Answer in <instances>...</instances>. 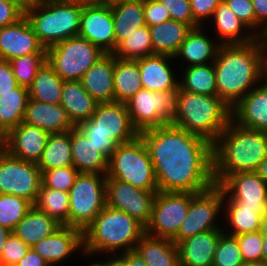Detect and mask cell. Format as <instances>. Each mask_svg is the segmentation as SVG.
Here are the masks:
<instances>
[{
    "mask_svg": "<svg viewBox=\"0 0 267 266\" xmlns=\"http://www.w3.org/2000/svg\"><path fill=\"white\" fill-rule=\"evenodd\" d=\"M83 5L74 0H39L24 11V16L47 50L63 40L78 36Z\"/></svg>",
    "mask_w": 267,
    "mask_h": 266,
    "instance_id": "obj_6",
    "label": "cell"
},
{
    "mask_svg": "<svg viewBox=\"0 0 267 266\" xmlns=\"http://www.w3.org/2000/svg\"><path fill=\"white\" fill-rule=\"evenodd\" d=\"M116 46L138 28L146 25L143 0L121 2L111 6Z\"/></svg>",
    "mask_w": 267,
    "mask_h": 266,
    "instance_id": "obj_34",
    "label": "cell"
},
{
    "mask_svg": "<svg viewBox=\"0 0 267 266\" xmlns=\"http://www.w3.org/2000/svg\"><path fill=\"white\" fill-rule=\"evenodd\" d=\"M219 186L240 207L256 209L261 215L267 211V182L255 171L229 175Z\"/></svg>",
    "mask_w": 267,
    "mask_h": 266,
    "instance_id": "obj_17",
    "label": "cell"
},
{
    "mask_svg": "<svg viewBox=\"0 0 267 266\" xmlns=\"http://www.w3.org/2000/svg\"><path fill=\"white\" fill-rule=\"evenodd\" d=\"M222 229L210 230L180 241L178 246L180 266H212L216 246Z\"/></svg>",
    "mask_w": 267,
    "mask_h": 266,
    "instance_id": "obj_23",
    "label": "cell"
},
{
    "mask_svg": "<svg viewBox=\"0 0 267 266\" xmlns=\"http://www.w3.org/2000/svg\"><path fill=\"white\" fill-rule=\"evenodd\" d=\"M61 226L62 224L55 218L38 210L33 205L12 232L31 248Z\"/></svg>",
    "mask_w": 267,
    "mask_h": 266,
    "instance_id": "obj_28",
    "label": "cell"
},
{
    "mask_svg": "<svg viewBox=\"0 0 267 266\" xmlns=\"http://www.w3.org/2000/svg\"><path fill=\"white\" fill-rule=\"evenodd\" d=\"M153 54H164L174 57L181 43L193 29L183 22L168 20L164 23L150 26Z\"/></svg>",
    "mask_w": 267,
    "mask_h": 266,
    "instance_id": "obj_32",
    "label": "cell"
},
{
    "mask_svg": "<svg viewBox=\"0 0 267 266\" xmlns=\"http://www.w3.org/2000/svg\"><path fill=\"white\" fill-rule=\"evenodd\" d=\"M64 80L46 62L36 73L29 89V98L49 103L60 104Z\"/></svg>",
    "mask_w": 267,
    "mask_h": 266,
    "instance_id": "obj_36",
    "label": "cell"
},
{
    "mask_svg": "<svg viewBox=\"0 0 267 266\" xmlns=\"http://www.w3.org/2000/svg\"><path fill=\"white\" fill-rule=\"evenodd\" d=\"M115 255V257H111V259L109 257V260L105 261L106 266H128L127 252H123L121 256Z\"/></svg>",
    "mask_w": 267,
    "mask_h": 266,
    "instance_id": "obj_58",
    "label": "cell"
},
{
    "mask_svg": "<svg viewBox=\"0 0 267 266\" xmlns=\"http://www.w3.org/2000/svg\"><path fill=\"white\" fill-rule=\"evenodd\" d=\"M116 58L136 60L153 54L149 26L144 25L122 40L112 53Z\"/></svg>",
    "mask_w": 267,
    "mask_h": 266,
    "instance_id": "obj_40",
    "label": "cell"
},
{
    "mask_svg": "<svg viewBox=\"0 0 267 266\" xmlns=\"http://www.w3.org/2000/svg\"><path fill=\"white\" fill-rule=\"evenodd\" d=\"M18 4L24 11L34 2V0H11Z\"/></svg>",
    "mask_w": 267,
    "mask_h": 266,
    "instance_id": "obj_62",
    "label": "cell"
},
{
    "mask_svg": "<svg viewBox=\"0 0 267 266\" xmlns=\"http://www.w3.org/2000/svg\"><path fill=\"white\" fill-rule=\"evenodd\" d=\"M33 205L12 194H0V225L13 231Z\"/></svg>",
    "mask_w": 267,
    "mask_h": 266,
    "instance_id": "obj_43",
    "label": "cell"
},
{
    "mask_svg": "<svg viewBox=\"0 0 267 266\" xmlns=\"http://www.w3.org/2000/svg\"><path fill=\"white\" fill-rule=\"evenodd\" d=\"M212 18L215 19L217 34L222 39L221 45L247 44L258 38L253 32L250 34L245 33V36L242 34V30L248 29L250 31V29L233 13L223 0L215 9Z\"/></svg>",
    "mask_w": 267,
    "mask_h": 266,
    "instance_id": "obj_31",
    "label": "cell"
},
{
    "mask_svg": "<svg viewBox=\"0 0 267 266\" xmlns=\"http://www.w3.org/2000/svg\"><path fill=\"white\" fill-rule=\"evenodd\" d=\"M126 1H133V0H102V4L112 6V5H115L121 2H126Z\"/></svg>",
    "mask_w": 267,
    "mask_h": 266,
    "instance_id": "obj_65",
    "label": "cell"
},
{
    "mask_svg": "<svg viewBox=\"0 0 267 266\" xmlns=\"http://www.w3.org/2000/svg\"><path fill=\"white\" fill-rule=\"evenodd\" d=\"M189 207L190 193L157 191L152 206V217L146 226V234L173 240L187 216Z\"/></svg>",
    "mask_w": 267,
    "mask_h": 266,
    "instance_id": "obj_13",
    "label": "cell"
},
{
    "mask_svg": "<svg viewBox=\"0 0 267 266\" xmlns=\"http://www.w3.org/2000/svg\"><path fill=\"white\" fill-rule=\"evenodd\" d=\"M108 159L119 145L106 133L102 132H82Z\"/></svg>",
    "mask_w": 267,
    "mask_h": 266,
    "instance_id": "obj_53",
    "label": "cell"
},
{
    "mask_svg": "<svg viewBox=\"0 0 267 266\" xmlns=\"http://www.w3.org/2000/svg\"><path fill=\"white\" fill-rule=\"evenodd\" d=\"M241 266H267V263L264 261L244 262Z\"/></svg>",
    "mask_w": 267,
    "mask_h": 266,
    "instance_id": "obj_64",
    "label": "cell"
},
{
    "mask_svg": "<svg viewBox=\"0 0 267 266\" xmlns=\"http://www.w3.org/2000/svg\"><path fill=\"white\" fill-rule=\"evenodd\" d=\"M244 262L262 261V244L264 237L259 231L235 236Z\"/></svg>",
    "mask_w": 267,
    "mask_h": 266,
    "instance_id": "obj_46",
    "label": "cell"
},
{
    "mask_svg": "<svg viewBox=\"0 0 267 266\" xmlns=\"http://www.w3.org/2000/svg\"><path fill=\"white\" fill-rule=\"evenodd\" d=\"M253 9L256 17V29H260L259 34L256 35L260 38H264L267 36V0H252Z\"/></svg>",
    "mask_w": 267,
    "mask_h": 266,
    "instance_id": "obj_55",
    "label": "cell"
},
{
    "mask_svg": "<svg viewBox=\"0 0 267 266\" xmlns=\"http://www.w3.org/2000/svg\"><path fill=\"white\" fill-rule=\"evenodd\" d=\"M183 81L179 80V88L198 94L217 95L214 63L187 66Z\"/></svg>",
    "mask_w": 267,
    "mask_h": 266,
    "instance_id": "obj_38",
    "label": "cell"
},
{
    "mask_svg": "<svg viewBox=\"0 0 267 266\" xmlns=\"http://www.w3.org/2000/svg\"><path fill=\"white\" fill-rule=\"evenodd\" d=\"M264 181L267 182V157L265 160L258 166L255 171Z\"/></svg>",
    "mask_w": 267,
    "mask_h": 266,
    "instance_id": "obj_60",
    "label": "cell"
},
{
    "mask_svg": "<svg viewBox=\"0 0 267 266\" xmlns=\"http://www.w3.org/2000/svg\"><path fill=\"white\" fill-rule=\"evenodd\" d=\"M34 206L62 225L69 226V193L44 187L41 184Z\"/></svg>",
    "mask_w": 267,
    "mask_h": 266,
    "instance_id": "obj_39",
    "label": "cell"
},
{
    "mask_svg": "<svg viewBox=\"0 0 267 266\" xmlns=\"http://www.w3.org/2000/svg\"><path fill=\"white\" fill-rule=\"evenodd\" d=\"M32 53H47L25 16L0 29V59L11 61Z\"/></svg>",
    "mask_w": 267,
    "mask_h": 266,
    "instance_id": "obj_19",
    "label": "cell"
},
{
    "mask_svg": "<svg viewBox=\"0 0 267 266\" xmlns=\"http://www.w3.org/2000/svg\"><path fill=\"white\" fill-rule=\"evenodd\" d=\"M259 83L232 109L231 119L238 125L254 130H267V82Z\"/></svg>",
    "mask_w": 267,
    "mask_h": 266,
    "instance_id": "obj_21",
    "label": "cell"
},
{
    "mask_svg": "<svg viewBox=\"0 0 267 266\" xmlns=\"http://www.w3.org/2000/svg\"><path fill=\"white\" fill-rule=\"evenodd\" d=\"M83 249V231L68 225H62L51 235L38 241L31 248L49 265L64 261L68 255L79 248Z\"/></svg>",
    "mask_w": 267,
    "mask_h": 266,
    "instance_id": "obj_20",
    "label": "cell"
},
{
    "mask_svg": "<svg viewBox=\"0 0 267 266\" xmlns=\"http://www.w3.org/2000/svg\"><path fill=\"white\" fill-rule=\"evenodd\" d=\"M262 261L267 263V238H264L262 244Z\"/></svg>",
    "mask_w": 267,
    "mask_h": 266,
    "instance_id": "obj_63",
    "label": "cell"
},
{
    "mask_svg": "<svg viewBox=\"0 0 267 266\" xmlns=\"http://www.w3.org/2000/svg\"><path fill=\"white\" fill-rule=\"evenodd\" d=\"M128 266H147L136 250L127 251Z\"/></svg>",
    "mask_w": 267,
    "mask_h": 266,
    "instance_id": "obj_57",
    "label": "cell"
},
{
    "mask_svg": "<svg viewBox=\"0 0 267 266\" xmlns=\"http://www.w3.org/2000/svg\"><path fill=\"white\" fill-rule=\"evenodd\" d=\"M222 0H190L194 21L200 26L204 19L211 18Z\"/></svg>",
    "mask_w": 267,
    "mask_h": 266,
    "instance_id": "obj_51",
    "label": "cell"
},
{
    "mask_svg": "<svg viewBox=\"0 0 267 266\" xmlns=\"http://www.w3.org/2000/svg\"><path fill=\"white\" fill-rule=\"evenodd\" d=\"M264 79H266L265 81L267 82V60L264 67Z\"/></svg>",
    "mask_w": 267,
    "mask_h": 266,
    "instance_id": "obj_67",
    "label": "cell"
},
{
    "mask_svg": "<svg viewBox=\"0 0 267 266\" xmlns=\"http://www.w3.org/2000/svg\"><path fill=\"white\" fill-rule=\"evenodd\" d=\"M226 195L223 189L214 184L199 193H190V207L187 216L181 223L179 232L173 241H180L210 230L219 229L214 222L225 203Z\"/></svg>",
    "mask_w": 267,
    "mask_h": 266,
    "instance_id": "obj_11",
    "label": "cell"
},
{
    "mask_svg": "<svg viewBox=\"0 0 267 266\" xmlns=\"http://www.w3.org/2000/svg\"><path fill=\"white\" fill-rule=\"evenodd\" d=\"M13 75L20 86L29 88L37 71L47 62V53H32L9 61Z\"/></svg>",
    "mask_w": 267,
    "mask_h": 266,
    "instance_id": "obj_42",
    "label": "cell"
},
{
    "mask_svg": "<svg viewBox=\"0 0 267 266\" xmlns=\"http://www.w3.org/2000/svg\"><path fill=\"white\" fill-rule=\"evenodd\" d=\"M264 238H267V211L261 217L260 230Z\"/></svg>",
    "mask_w": 267,
    "mask_h": 266,
    "instance_id": "obj_61",
    "label": "cell"
},
{
    "mask_svg": "<svg viewBox=\"0 0 267 266\" xmlns=\"http://www.w3.org/2000/svg\"><path fill=\"white\" fill-rule=\"evenodd\" d=\"M146 233V227L135 218L108 205L83 230V252L86 255L109 252L115 254L135 250Z\"/></svg>",
    "mask_w": 267,
    "mask_h": 266,
    "instance_id": "obj_5",
    "label": "cell"
},
{
    "mask_svg": "<svg viewBox=\"0 0 267 266\" xmlns=\"http://www.w3.org/2000/svg\"><path fill=\"white\" fill-rule=\"evenodd\" d=\"M77 2H81L84 4H93V3H101L102 4V0H74Z\"/></svg>",
    "mask_w": 267,
    "mask_h": 266,
    "instance_id": "obj_66",
    "label": "cell"
},
{
    "mask_svg": "<svg viewBox=\"0 0 267 266\" xmlns=\"http://www.w3.org/2000/svg\"><path fill=\"white\" fill-rule=\"evenodd\" d=\"M225 212L228 216L229 224L233 231L226 233L231 236H238L245 233L256 232L260 230L262 215L256 209L240 207L236 202L228 199Z\"/></svg>",
    "mask_w": 267,
    "mask_h": 266,
    "instance_id": "obj_41",
    "label": "cell"
},
{
    "mask_svg": "<svg viewBox=\"0 0 267 266\" xmlns=\"http://www.w3.org/2000/svg\"><path fill=\"white\" fill-rule=\"evenodd\" d=\"M70 139L73 166L80 173L107 174L109 159L97 150L78 127L70 130Z\"/></svg>",
    "mask_w": 267,
    "mask_h": 266,
    "instance_id": "obj_26",
    "label": "cell"
},
{
    "mask_svg": "<svg viewBox=\"0 0 267 266\" xmlns=\"http://www.w3.org/2000/svg\"><path fill=\"white\" fill-rule=\"evenodd\" d=\"M37 165L41 171L73 166L70 131L50 133Z\"/></svg>",
    "mask_w": 267,
    "mask_h": 266,
    "instance_id": "obj_37",
    "label": "cell"
},
{
    "mask_svg": "<svg viewBox=\"0 0 267 266\" xmlns=\"http://www.w3.org/2000/svg\"><path fill=\"white\" fill-rule=\"evenodd\" d=\"M50 133L24 122L0 139L1 147L23 161L38 163Z\"/></svg>",
    "mask_w": 267,
    "mask_h": 266,
    "instance_id": "obj_18",
    "label": "cell"
},
{
    "mask_svg": "<svg viewBox=\"0 0 267 266\" xmlns=\"http://www.w3.org/2000/svg\"><path fill=\"white\" fill-rule=\"evenodd\" d=\"M144 20L147 26H155L170 19L168 10L159 0H143Z\"/></svg>",
    "mask_w": 267,
    "mask_h": 266,
    "instance_id": "obj_49",
    "label": "cell"
},
{
    "mask_svg": "<svg viewBox=\"0 0 267 266\" xmlns=\"http://www.w3.org/2000/svg\"><path fill=\"white\" fill-rule=\"evenodd\" d=\"M106 175L145 191H158L150 153L140 135L117 146L109 157Z\"/></svg>",
    "mask_w": 267,
    "mask_h": 266,
    "instance_id": "obj_7",
    "label": "cell"
},
{
    "mask_svg": "<svg viewBox=\"0 0 267 266\" xmlns=\"http://www.w3.org/2000/svg\"><path fill=\"white\" fill-rule=\"evenodd\" d=\"M24 16V10L11 0H0V29L12 25Z\"/></svg>",
    "mask_w": 267,
    "mask_h": 266,
    "instance_id": "obj_52",
    "label": "cell"
},
{
    "mask_svg": "<svg viewBox=\"0 0 267 266\" xmlns=\"http://www.w3.org/2000/svg\"><path fill=\"white\" fill-rule=\"evenodd\" d=\"M79 173L69 193V226L84 230L105 208L106 177Z\"/></svg>",
    "mask_w": 267,
    "mask_h": 266,
    "instance_id": "obj_8",
    "label": "cell"
},
{
    "mask_svg": "<svg viewBox=\"0 0 267 266\" xmlns=\"http://www.w3.org/2000/svg\"><path fill=\"white\" fill-rule=\"evenodd\" d=\"M60 105L77 127L92 117L99 102L84 89L80 80H69L64 81Z\"/></svg>",
    "mask_w": 267,
    "mask_h": 266,
    "instance_id": "obj_27",
    "label": "cell"
},
{
    "mask_svg": "<svg viewBox=\"0 0 267 266\" xmlns=\"http://www.w3.org/2000/svg\"><path fill=\"white\" fill-rule=\"evenodd\" d=\"M114 102L125 103L142 86L141 74L136 60L114 56Z\"/></svg>",
    "mask_w": 267,
    "mask_h": 266,
    "instance_id": "obj_35",
    "label": "cell"
},
{
    "mask_svg": "<svg viewBox=\"0 0 267 266\" xmlns=\"http://www.w3.org/2000/svg\"><path fill=\"white\" fill-rule=\"evenodd\" d=\"M78 36L98 46L104 53L116 48L111 6L101 3L84 4Z\"/></svg>",
    "mask_w": 267,
    "mask_h": 266,
    "instance_id": "obj_16",
    "label": "cell"
},
{
    "mask_svg": "<svg viewBox=\"0 0 267 266\" xmlns=\"http://www.w3.org/2000/svg\"><path fill=\"white\" fill-rule=\"evenodd\" d=\"M29 89L18 86L0 96V139L23 122Z\"/></svg>",
    "mask_w": 267,
    "mask_h": 266,
    "instance_id": "obj_33",
    "label": "cell"
},
{
    "mask_svg": "<svg viewBox=\"0 0 267 266\" xmlns=\"http://www.w3.org/2000/svg\"><path fill=\"white\" fill-rule=\"evenodd\" d=\"M177 91H137L125 104L133 127L140 133L172 123L176 110Z\"/></svg>",
    "mask_w": 267,
    "mask_h": 266,
    "instance_id": "obj_10",
    "label": "cell"
},
{
    "mask_svg": "<svg viewBox=\"0 0 267 266\" xmlns=\"http://www.w3.org/2000/svg\"><path fill=\"white\" fill-rule=\"evenodd\" d=\"M9 61L0 59V96L18 87Z\"/></svg>",
    "mask_w": 267,
    "mask_h": 266,
    "instance_id": "obj_54",
    "label": "cell"
},
{
    "mask_svg": "<svg viewBox=\"0 0 267 266\" xmlns=\"http://www.w3.org/2000/svg\"><path fill=\"white\" fill-rule=\"evenodd\" d=\"M231 120V108L217 95L177 90L171 125L198 135L213 144Z\"/></svg>",
    "mask_w": 267,
    "mask_h": 266,
    "instance_id": "obj_4",
    "label": "cell"
},
{
    "mask_svg": "<svg viewBox=\"0 0 267 266\" xmlns=\"http://www.w3.org/2000/svg\"><path fill=\"white\" fill-rule=\"evenodd\" d=\"M172 58L169 55L152 54L137 59L143 88L153 92L177 91L179 89V80L174 77L167 61Z\"/></svg>",
    "mask_w": 267,
    "mask_h": 266,
    "instance_id": "obj_22",
    "label": "cell"
},
{
    "mask_svg": "<svg viewBox=\"0 0 267 266\" xmlns=\"http://www.w3.org/2000/svg\"><path fill=\"white\" fill-rule=\"evenodd\" d=\"M105 53L90 41L70 37L47 49V62L64 80H80Z\"/></svg>",
    "mask_w": 267,
    "mask_h": 266,
    "instance_id": "obj_9",
    "label": "cell"
},
{
    "mask_svg": "<svg viewBox=\"0 0 267 266\" xmlns=\"http://www.w3.org/2000/svg\"><path fill=\"white\" fill-rule=\"evenodd\" d=\"M41 184L37 163L23 161L0 147V194L22 197L34 205Z\"/></svg>",
    "mask_w": 267,
    "mask_h": 266,
    "instance_id": "obj_12",
    "label": "cell"
},
{
    "mask_svg": "<svg viewBox=\"0 0 267 266\" xmlns=\"http://www.w3.org/2000/svg\"><path fill=\"white\" fill-rule=\"evenodd\" d=\"M243 263L236 237L224 232L217 243L212 266H241Z\"/></svg>",
    "mask_w": 267,
    "mask_h": 266,
    "instance_id": "obj_44",
    "label": "cell"
},
{
    "mask_svg": "<svg viewBox=\"0 0 267 266\" xmlns=\"http://www.w3.org/2000/svg\"><path fill=\"white\" fill-rule=\"evenodd\" d=\"M89 266V265H88ZM90 266H106V264H105V262H101V263H97V262H95V263H91V265Z\"/></svg>",
    "mask_w": 267,
    "mask_h": 266,
    "instance_id": "obj_68",
    "label": "cell"
},
{
    "mask_svg": "<svg viewBox=\"0 0 267 266\" xmlns=\"http://www.w3.org/2000/svg\"><path fill=\"white\" fill-rule=\"evenodd\" d=\"M168 10L170 19L183 22L190 25L192 28L199 27L194 21L190 0H159Z\"/></svg>",
    "mask_w": 267,
    "mask_h": 266,
    "instance_id": "obj_48",
    "label": "cell"
},
{
    "mask_svg": "<svg viewBox=\"0 0 267 266\" xmlns=\"http://www.w3.org/2000/svg\"><path fill=\"white\" fill-rule=\"evenodd\" d=\"M212 157L217 185L234 173L256 171L267 157L266 132L242 127L231 119L212 144Z\"/></svg>",
    "mask_w": 267,
    "mask_h": 266,
    "instance_id": "obj_3",
    "label": "cell"
},
{
    "mask_svg": "<svg viewBox=\"0 0 267 266\" xmlns=\"http://www.w3.org/2000/svg\"><path fill=\"white\" fill-rule=\"evenodd\" d=\"M14 266H50L37 252L32 248L26 255Z\"/></svg>",
    "mask_w": 267,
    "mask_h": 266,
    "instance_id": "obj_56",
    "label": "cell"
},
{
    "mask_svg": "<svg viewBox=\"0 0 267 266\" xmlns=\"http://www.w3.org/2000/svg\"><path fill=\"white\" fill-rule=\"evenodd\" d=\"M29 249L30 247L12 232L0 253V266H14Z\"/></svg>",
    "mask_w": 267,
    "mask_h": 266,
    "instance_id": "obj_47",
    "label": "cell"
},
{
    "mask_svg": "<svg viewBox=\"0 0 267 266\" xmlns=\"http://www.w3.org/2000/svg\"><path fill=\"white\" fill-rule=\"evenodd\" d=\"M266 60L267 42L264 38L258 37L247 44L220 45L213 62L217 96L232 109L254 88L253 85L265 80Z\"/></svg>",
    "mask_w": 267,
    "mask_h": 266,
    "instance_id": "obj_2",
    "label": "cell"
},
{
    "mask_svg": "<svg viewBox=\"0 0 267 266\" xmlns=\"http://www.w3.org/2000/svg\"><path fill=\"white\" fill-rule=\"evenodd\" d=\"M233 13L251 30H256V17L252 0H223Z\"/></svg>",
    "mask_w": 267,
    "mask_h": 266,
    "instance_id": "obj_50",
    "label": "cell"
},
{
    "mask_svg": "<svg viewBox=\"0 0 267 266\" xmlns=\"http://www.w3.org/2000/svg\"><path fill=\"white\" fill-rule=\"evenodd\" d=\"M114 55L105 53L80 79L84 89L99 103L114 102Z\"/></svg>",
    "mask_w": 267,
    "mask_h": 266,
    "instance_id": "obj_25",
    "label": "cell"
},
{
    "mask_svg": "<svg viewBox=\"0 0 267 266\" xmlns=\"http://www.w3.org/2000/svg\"><path fill=\"white\" fill-rule=\"evenodd\" d=\"M77 127L82 132L106 133L119 145L131 142L139 135L123 102L99 103L92 117Z\"/></svg>",
    "mask_w": 267,
    "mask_h": 266,
    "instance_id": "obj_14",
    "label": "cell"
},
{
    "mask_svg": "<svg viewBox=\"0 0 267 266\" xmlns=\"http://www.w3.org/2000/svg\"><path fill=\"white\" fill-rule=\"evenodd\" d=\"M135 250L147 266H180L178 246L171 239L152 237L145 233Z\"/></svg>",
    "mask_w": 267,
    "mask_h": 266,
    "instance_id": "obj_29",
    "label": "cell"
},
{
    "mask_svg": "<svg viewBox=\"0 0 267 266\" xmlns=\"http://www.w3.org/2000/svg\"><path fill=\"white\" fill-rule=\"evenodd\" d=\"M201 27L193 28L190 31L173 58L179 56L185 58L189 63L187 66L205 65L215 61L221 45L220 41L213 43V39L210 40L205 34L203 35Z\"/></svg>",
    "mask_w": 267,
    "mask_h": 266,
    "instance_id": "obj_30",
    "label": "cell"
},
{
    "mask_svg": "<svg viewBox=\"0 0 267 266\" xmlns=\"http://www.w3.org/2000/svg\"><path fill=\"white\" fill-rule=\"evenodd\" d=\"M157 191H145L116 179L106 178V203L124 211L145 227L152 217V206Z\"/></svg>",
    "mask_w": 267,
    "mask_h": 266,
    "instance_id": "obj_15",
    "label": "cell"
},
{
    "mask_svg": "<svg viewBox=\"0 0 267 266\" xmlns=\"http://www.w3.org/2000/svg\"><path fill=\"white\" fill-rule=\"evenodd\" d=\"M149 150L160 192L199 193L212 187V144L171 124L139 133Z\"/></svg>",
    "mask_w": 267,
    "mask_h": 266,
    "instance_id": "obj_1",
    "label": "cell"
},
{
    "mask_svg": "<svg viewBox=\"0 0 267 266\" xmlns=\"http://www.w3.org/2000/svg\"><path fill=\"white\" fill-rule=\"evenodd\" d=\"M79 171L74 166H65L41 171V181L44 187L68 193L75 183Z\"/></svg>",
    "mask_w": 267,
    "mask_h": 266,
    "instance_id": "obj_45",
    "label": "cell"
},
{
    "mask_svg": "<svg viewBox=\"0 0 267 266\" xmlns=\"http://www.w3.org/2000/svg\"><path fill=\"white\" fill-rule=\"evenodd\" d=\"M23 122L49 133H62L75 126L60 104H49L29 98Z\"/></svg>",
    "mask_w": 267,
    "mask_h": 266,
    "instance_id": "obj_24",
    "label": "cell"
},
{
    "mask_svg": "<svg viewBox=\"0 0 267 266\" xmlns=\"http://www.w3.org/2000/svg\"><path fill=\"white\" fill-rule=\"evenodd\" d=\"M12 233L8 228L0 225V253L6 244L9 235Z\"/></svg>",
    "mask_w": 267,
    "mask_h": 266,
    "instance_id": "obj_59",
    "label": "cell"
}]
</instances>
